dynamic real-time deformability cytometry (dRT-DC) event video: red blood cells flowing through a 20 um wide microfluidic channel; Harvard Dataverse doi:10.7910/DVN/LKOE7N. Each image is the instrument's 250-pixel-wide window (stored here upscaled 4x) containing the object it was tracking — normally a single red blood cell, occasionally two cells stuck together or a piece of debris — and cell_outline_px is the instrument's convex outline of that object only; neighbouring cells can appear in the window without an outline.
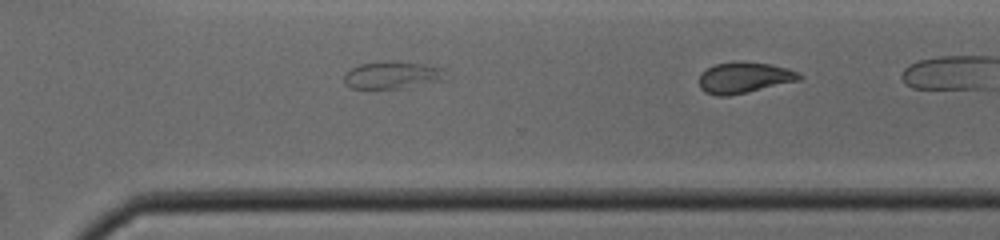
{"species": "common noctule bat (a hibernating species)", "species_latin": "Nyctalus noctula", "temperature_condition": "cold", "stored_images_in_passage": 20, "camera_frame_rate_fps": 3000, "um_per_image_px": 0.085, "animal": {"sex": "male", "body_mass_g": 19.0, "forearm_length_mm": 50.8}, "frame": {"image": 1, "passage_image": 20, "time_ms": 6.333, "image_size_px": [1000, 240], "cell_outline_px": [[800, 80], [748, 92], [728, 96], [716, 96], [704, 92], [700, 88], [700, 72], [716, 64], [772, 64], [788, 68], [800, 72]], "centroid_in_image_um": [63.26, 6.65], "position_along_channel_um": 307.3, "area_um2": 17.51}}